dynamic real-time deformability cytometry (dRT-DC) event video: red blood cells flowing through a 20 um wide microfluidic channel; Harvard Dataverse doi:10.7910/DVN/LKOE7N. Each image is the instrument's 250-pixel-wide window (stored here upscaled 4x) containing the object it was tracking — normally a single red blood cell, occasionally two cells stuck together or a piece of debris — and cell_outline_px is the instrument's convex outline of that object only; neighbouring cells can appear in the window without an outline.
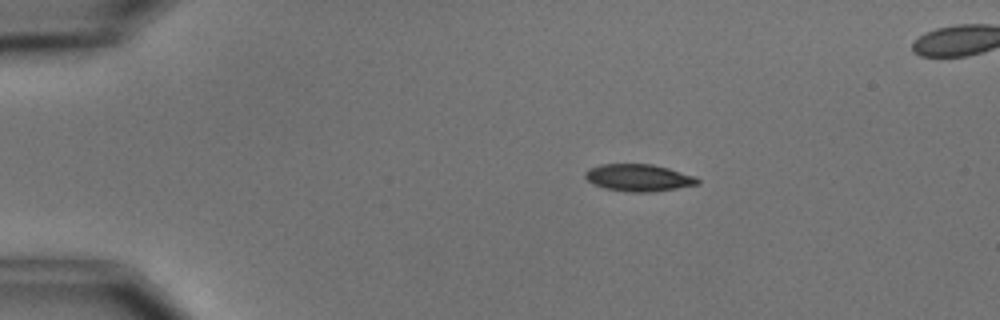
{"species": "common noctule bat (a hibernating species)", "species_latin": "Nyctalus noctula", "temperature_condition": "cold", "stored_images_in_passage": 5, "camera_frame_rate_fps": 3000, "um_per_image_px": 0.085, "animal": {"sex": "male", "body_mass_g": 15.6}, "frame": {"image": 1, "passage_image": 2, "time_ms": 1.333, "image_size_px": [1000, 320], "cell_outline_px": [[700, 184], [652, 192], [628, 192], [604, 188], [588, 180], [584, 176], [584, 172], [588, 168], [600, 164], [652, 164], [668, 168], [696, 176], [700, 180]], "centroid_in_image_um": [54.29, 15.1], "position_along_channel_um": 30.7, "area_um2": 17.8}}